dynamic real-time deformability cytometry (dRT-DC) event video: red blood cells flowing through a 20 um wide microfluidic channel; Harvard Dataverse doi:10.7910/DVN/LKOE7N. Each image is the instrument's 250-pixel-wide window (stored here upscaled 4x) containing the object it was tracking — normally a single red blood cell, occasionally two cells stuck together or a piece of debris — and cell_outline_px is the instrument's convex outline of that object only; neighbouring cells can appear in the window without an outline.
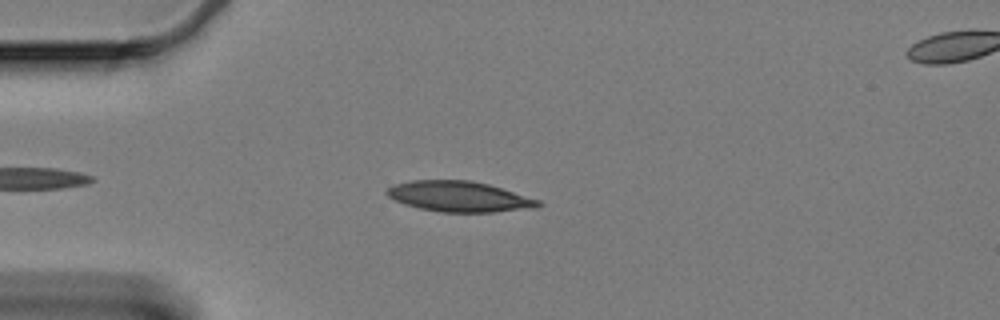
{"species": "Egyptian fruit bat (a non-hibernating species)", "species_latin": "Rousettus aegyptiacus", "temperature_condition": "cold", "stored_images_in_passage": 50, "camera_frame_rate_fps": 3000, "um_per_image_px": 0.085, "animal": {"sex": "female"}, "frame": {"image": 1, "passage_image": 9, "time_ms": 2.667, "image_size_px": [1000, 320], "cell_outline_px": [[544, 204], [536, 208], [492, 212], [440, 212], [420, 208], [404, 204], [388, 196], [384, 192], [392, 184], [412, 180], [468, 180], [488, 184], [540, 200]], "centroid_in_image_um": [39.03, 16.7], "position_along_channel_um": 46.0, "area_um2": 26.93}}
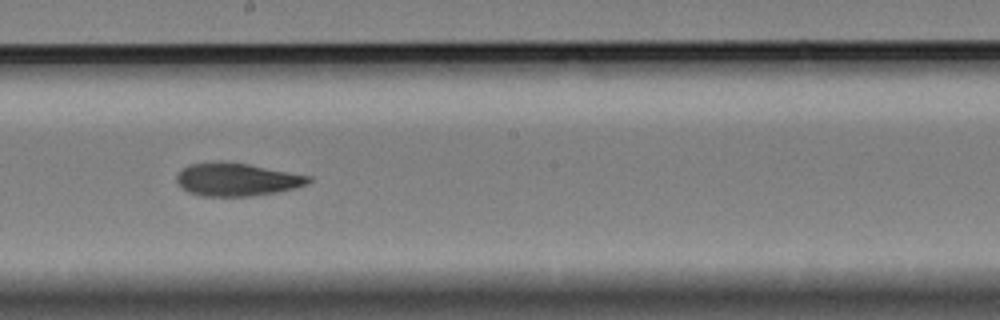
{"frame": {"image": 2, "passage_image": 27, "time_ms": 8.667, "image_size_px": [1000, 320], "cell_outline_px": [[312, 180], [308, 184], [296, 188], [276, 192], [252, 196], [200, 196], [188, 192], [176, 180], [176, 176], [188, 164], [220, 160], [248, 164], [312, 176]], "centroid_in_image_um": [20.15, 15.25], "position_along_channel_um": 228.1, "area_um2": 25.49}}
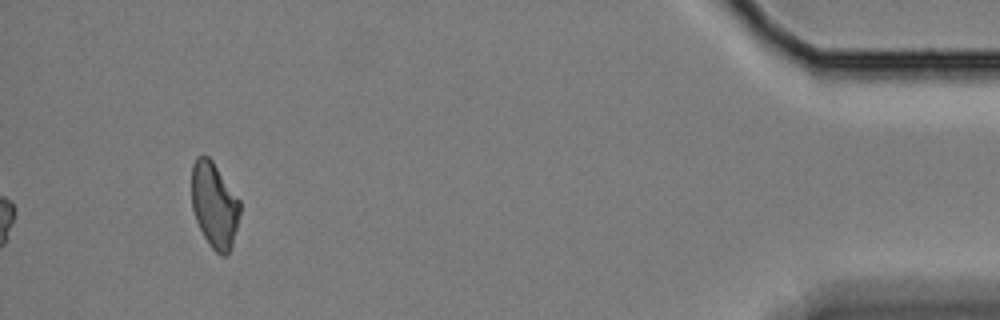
{"frame": {"image": 3, "passage_image": 50, "time_ms": 16.333, "image_size_px": [1000, 320], "cell_outline_px": [[240, 212], [232, 244], [228, 252], [224, 256], [220, 256], [208, 244], [196, 220], [192, 208], [192, 164], [196, 156], [208, 156], [212, 160], [240, 200]], "centroid_in_image_um": [18.21, 17.42], "position_along_channel_um": 417.0, "area_um2": 23.93}, "authors_computed_cell_mechanics": {"area_um2": 25.5765, "velocity_mm_per_s": 3.3141, "shape_relaxation_time_tau1_ms": 5.3394, "shape_relaxation_time_tau2_ms": 5.0062, "deformation_change_tau1": 0.1481, "deformation_change_tau2": 0.1121}}